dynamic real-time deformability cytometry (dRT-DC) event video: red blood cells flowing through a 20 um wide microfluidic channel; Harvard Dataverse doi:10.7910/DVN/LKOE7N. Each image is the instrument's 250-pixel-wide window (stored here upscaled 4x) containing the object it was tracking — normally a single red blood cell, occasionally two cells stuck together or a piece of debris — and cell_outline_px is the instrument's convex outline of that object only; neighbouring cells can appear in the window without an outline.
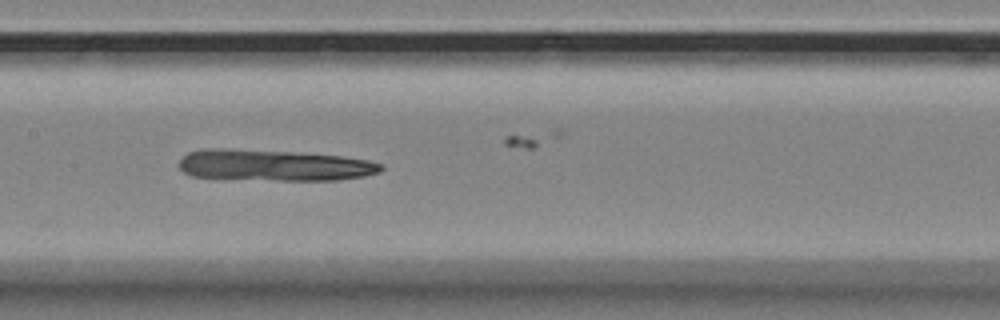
{"species": "Egyptian fruit bat (a non-hibernating species)", "species_latin": "Rousettus aegyptiacus", "temperature_condition": "room temperature", "stored_images_in_passage": 38, "camera_frame_rate_fps": 3000, "um_per_image_px": 0.085, "animal": {"sex": "female"}, "frame": {"image": 1, "passage_image": 16, "time_ms": 5.0, "image_size_px": [1000, 320], "cell_outline_px": [[384, 168], [380, 172], [364, 176], [340, 180], [276, 180], [192, 176], [184, 172], [176, 164], [188, 152], [204, 148], [220, 148], [292, 152], [340, 156], [368, 160], [384, 164]], "centroid_in_image_um": [23.3, 14.04], "position_along_channel_um": 184.1, "area_um2": 36.65}}